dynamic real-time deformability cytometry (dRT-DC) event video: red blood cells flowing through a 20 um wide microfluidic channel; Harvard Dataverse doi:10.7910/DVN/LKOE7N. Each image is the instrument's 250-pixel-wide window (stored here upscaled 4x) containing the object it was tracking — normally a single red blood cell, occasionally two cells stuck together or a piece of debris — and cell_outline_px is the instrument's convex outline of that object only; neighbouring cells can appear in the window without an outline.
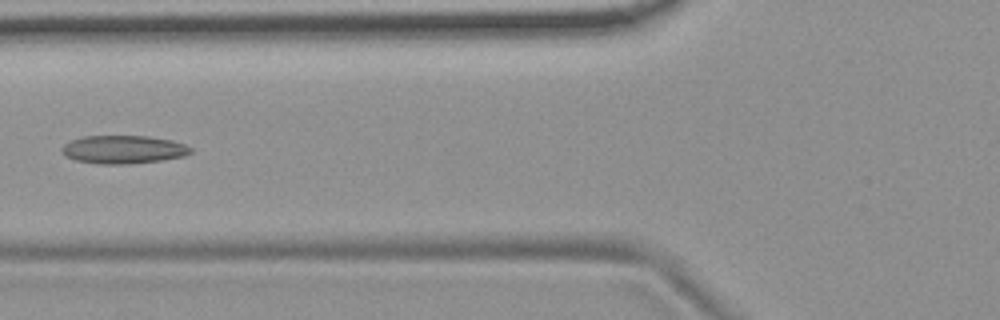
{"species": "common noctule bat (a hibernating species)", "species_latin": "Nyctalus noctula", "temperature_condition": "room temperature", "stored_images_in_passage": 5, "camera_frame_rate_fps": 3000, "um_per_image_px": 0.085, "animal": {"sex": "female", "body_mass_g": 19.9}, "frame": {"image": 1, "passage_image": 5, "time_ms": 4.333, "image_size_px": [1000, 320], "cell_outline_px": [[192, 152], [184, 156], [164, 160], [132, 164], [100, 164], [76, 160], [64, 156], [60, 152], [60, 148], [64, 144], [72, 140], [84, 136], [148, 136], [172, 140], [184, 144], [192, 148]], "centroid_in_image_um": [10.48, 12.71], "position_along_channel_um": 115.3, "area_um2": 21.39}}